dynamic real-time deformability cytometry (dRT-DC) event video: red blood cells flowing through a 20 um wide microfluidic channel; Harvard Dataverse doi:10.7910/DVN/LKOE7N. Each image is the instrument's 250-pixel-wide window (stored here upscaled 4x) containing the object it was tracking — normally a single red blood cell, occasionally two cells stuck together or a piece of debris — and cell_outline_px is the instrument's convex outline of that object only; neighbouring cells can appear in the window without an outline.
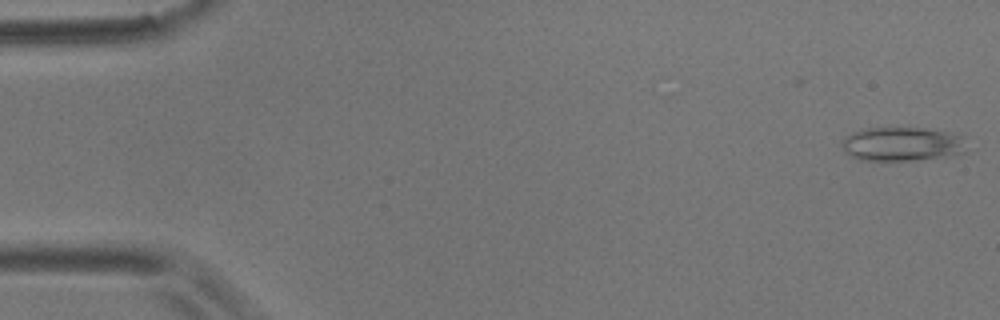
{"species": "common noctule bat (a hibernating species)", "species_latin": "Nyctalus noctula", "temperature_condition": "room temperature", "stored_images_in_passage": 20, "camera_frame_rate_fps": 3000, "um_per_image_px": 0.085, "animal": {"sex": "male", "body_mass_g": 17.9}, "frame": {"image": 1, "passage_image": 1, "time_ms": 0.0, "image_size_px": [1000, 320], "cell_outline_px": [[964, 152], [944, 156], [912, 160], [860, 160], [844, 152], [840, 144], [840, 140], [844, 136], [852, 132], [868, 128], [924, 128], [948, 132], [960, 136]], "centroid_in_image_um": [76.54, 12.24], "position_along_channel_um": 8.5, "area_um2": 24.33}}
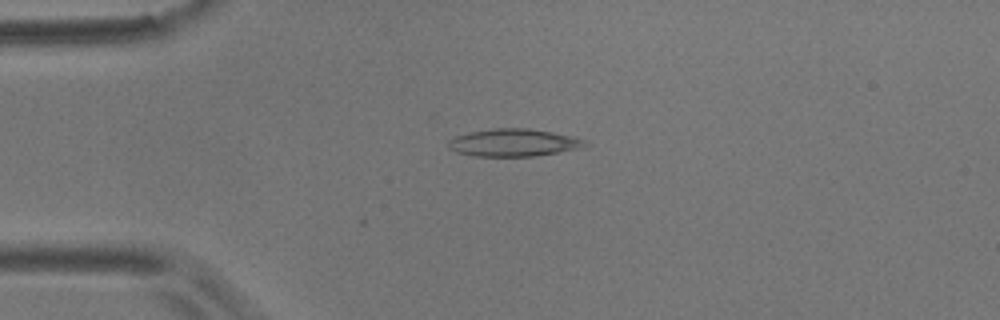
{"frame": {"image": 2, "passage_image": 13, "time_ms": 4.0, "image_size_px": [1000, 320], "cell_outline_px": [[588, 144], [584, 148], [532, 156], [472, 156], [456, 152], [448, 148], [448, 140], [456, 136], [468, 132], [496, 128], [528, 128], [552, 132], [584, 140]], "centroid_in_image_um": [43.62, 12.13], "position_along_channel_um": 41.4, "area_um2": 21.85}}
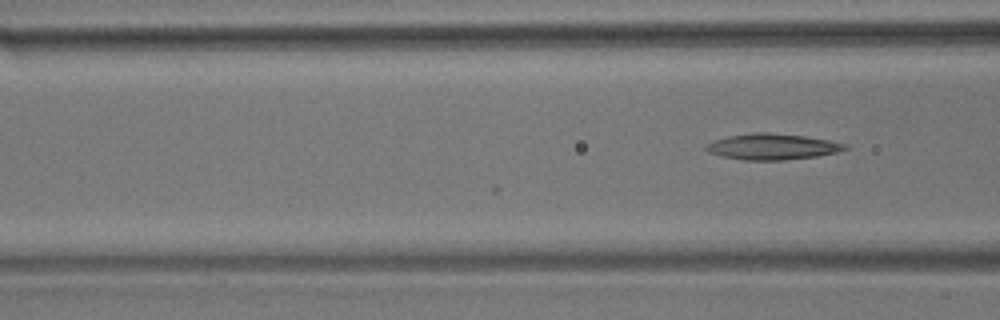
{"frame": {"image": 3, "passage_image": 20, "time_ms": 6.333, "image_size_px": [1000, 320], "cell_outline_px": [[848, 148], [836, 152], [816, 156], [784, 160], [744, 160], [724, 156], [708, 152], [704, 148], [708, 144], [716, 140], [728, 136], [756, 132], [768, 132], [804, 136], [828, 140], [844, 144]], "centroid_in_image_um": [65.63, 12.46], "position_along_channel_um": 101.0, "area_um2": 20.63}}